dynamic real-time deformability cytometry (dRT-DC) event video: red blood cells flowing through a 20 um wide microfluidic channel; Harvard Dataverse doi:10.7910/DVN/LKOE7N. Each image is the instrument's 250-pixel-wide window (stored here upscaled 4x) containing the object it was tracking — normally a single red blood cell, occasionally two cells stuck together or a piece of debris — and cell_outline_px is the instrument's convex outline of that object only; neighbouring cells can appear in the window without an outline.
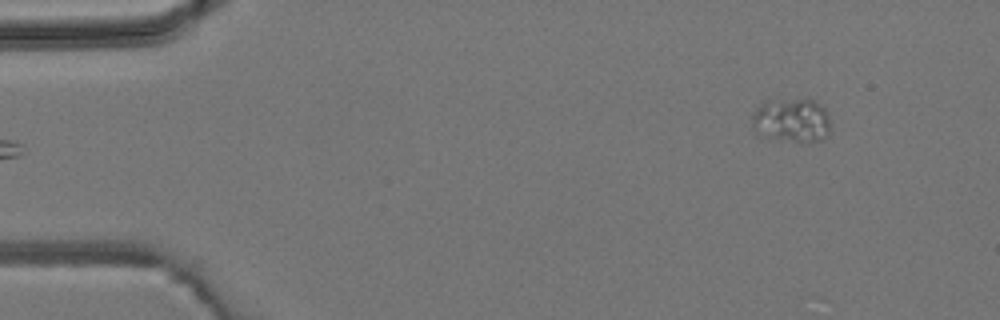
{"species": "common noctule bat (a hibernating species)", "species_latin": "Nyctalus noctula", "temperature_condition": "room temperature", "stored_images_in_passage": 4, "camera_frame_rate_fps": 3000, "um_per_image_px": 0.085, "animal": {"sex": "male", "body_mass_g": 19.2, "forearm_length_mm": 51.8}, "frame": {"image": 1, "passage_image": 4, "time_ms": 3.667, "image_size_px": [1000, 320], "cell_outline_px": [[832, 132], [824, 140], [808, 144], [800, 144], [768, 136], [756, 132], [752, 128], [752, 112], [764, 100], [812, 100], [820, 104], [828, 112]], "centroid_in_image_um": [67.35, 10.27], "position_along_channel_um": 17.7, "area_um2": 20.81}}